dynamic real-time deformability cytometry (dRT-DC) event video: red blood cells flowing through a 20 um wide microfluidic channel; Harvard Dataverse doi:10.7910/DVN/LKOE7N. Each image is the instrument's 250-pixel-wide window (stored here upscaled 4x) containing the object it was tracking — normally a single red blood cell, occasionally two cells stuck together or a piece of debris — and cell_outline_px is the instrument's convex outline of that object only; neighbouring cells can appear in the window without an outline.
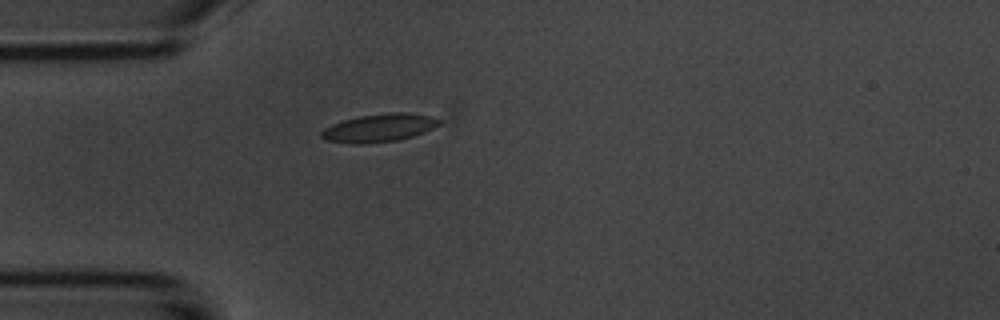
{"species": "common noctule bat (a hibernating species)", "species_latin": "Nyctalus noctula", "temperature_condition": "room temperature", "stored_images_in_passage": 40, "camera_frame_rate_fps": 3000, "um_per_image_px": 0.085, "animal": {"sex": "male", "body_mass_g": 20.1, "forearm_length_mm": 53.5}, "frame": {"image": 1, "passage_image": 1, "time_ms": 0.0, "image_size_px": [1000, 320], "cell_outline_px": [[440, 124], [424, 132], [412, 136], [396, 140], [364, 144], [352, 144], [328, 140], [320, 136], [320, 132], [324, 128], [332, 124], [344, 120], [360, 116], [392, 112], [408, 112], [432, 116], [440, 120]], "centroid_in_image_um": [32.23, 10.86], "position_along_channel_um": 52.8, "area_um2": 19.13}}
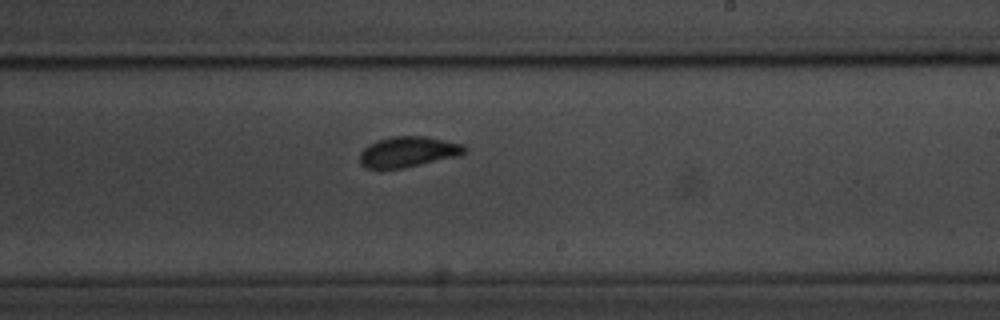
{"frame": {"image": 2, "passage_image": 18, "time_ms": 5.667, "image_size_px": [1000, 320], "cell_outline_px": [[468, 148], [460, 156], [404, 168], [380, 172], [364, 168], [360, 164], [360, 152], [368, 144], [376, 140], [392, 136], [428, 136], [464, 144]], "centroid_in_image_um": [34.64, 12.94], "position_along_channel_um": 254.4, "area_um2": 19.54}}
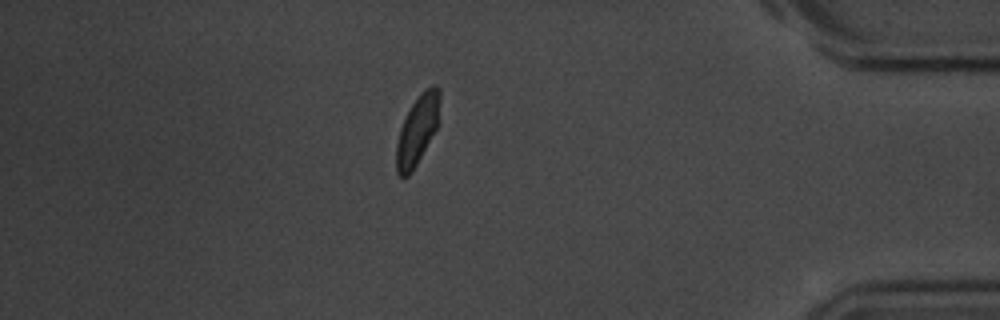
{"frame": {"image": 3, "passage_image": 33, "time_ms": 10.667, "image_size_px": [1000, 320], "cell_outline_px": [[440, 124], [412, 172], [408, 176], [400, 176], [396, 172], [396, 144], [400, 128], [412, 104], [420, 92], [424, 88], [432, 84], [436, 84], [440, 88]], "centroid_in_image_um": [35.52, 11.0], "position_along_channel_um": 399.7, "area_um2": 18.03}, "authors_computed_cell_mechanics": {"area_um2": 18.3515, "velocity_mm_per_s": 3.6814, "shape_relaxation_time_tau1_ms": 4.2785, "shape_relaxation_time_tau2_ms": 0.9735, "deformation_change_tau1": 0.1025, "deformation_change_tau2": 0.0518}}